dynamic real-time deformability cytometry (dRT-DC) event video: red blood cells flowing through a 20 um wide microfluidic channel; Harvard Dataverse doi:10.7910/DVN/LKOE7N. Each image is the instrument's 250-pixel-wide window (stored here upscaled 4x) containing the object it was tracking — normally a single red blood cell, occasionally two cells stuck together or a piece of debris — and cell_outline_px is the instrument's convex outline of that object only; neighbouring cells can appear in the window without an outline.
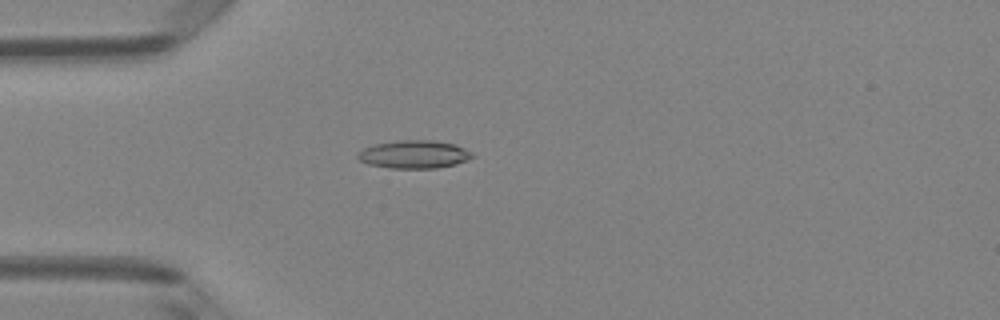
{"species": "Egyptian fruit bat (a non-hibernating species)", "species_latin": "Rousettus aegyptiacus", "temperature_condition": "room temperature", "stored_images_in_passage": 4, "camera_frame_rate_fps": 3000, "um_per_image_px": 0.085, "animal": {"sex": "female"}, "frame": {"image": 1, "passage_image": 4, "time_ms": 1.0, "image_size_px": [1000, 320], "cell_outline_px": [[476, 156], [468, 160], [456, 164], [436, 168], [388, 168], [368, 164], [360, 160], [356, 156], [364, 148], [376, 144], [396, 140], [432, 140], [452, 144], [464, 148], [472, 152]], "centroid_in_image_um": [35.22, 13.12], "position_along_channel_um": 49.8, "area_um2": 18.67}}